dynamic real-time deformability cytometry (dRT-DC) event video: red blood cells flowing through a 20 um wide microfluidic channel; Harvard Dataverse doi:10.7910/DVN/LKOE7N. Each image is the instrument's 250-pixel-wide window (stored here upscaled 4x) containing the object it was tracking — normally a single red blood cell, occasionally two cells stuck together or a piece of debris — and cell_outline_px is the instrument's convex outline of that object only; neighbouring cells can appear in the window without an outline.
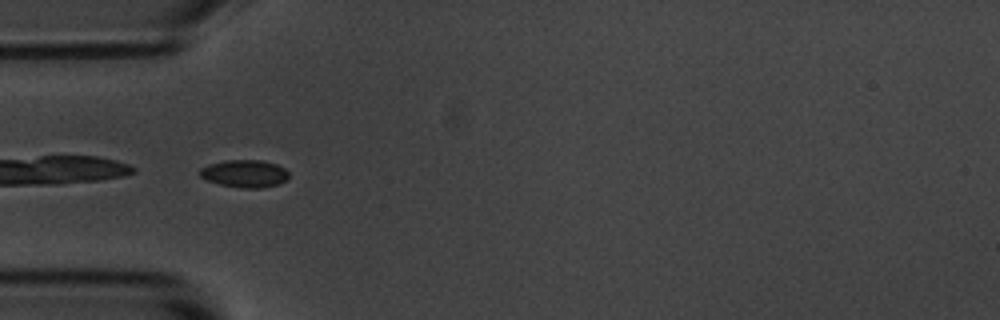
{"species": "common noctule bat (a hibernating species)", "species_latin": "Nyctalus noctula", "temperature_condition": "room temperature", "stored_images_in_passage": 39, "camera_frame_rate_fps": 3000, "um_per_image_px": 0.085, "animal": {"sex": "male", "body_mass_g": 20.1, "forearm_length_mm": 53.5}, "frame": {"image": 1, "passage_image": 1, "time_ms": 0.0, "image_size_px": [1000, 320], "cell_outline_px": [[288, 176], [280, 184], [264, 188], [240, 188], [220, 184], [208, 180], [200, 176], [200, 168], [208, 164], [224, 160], [260, 160], [276, 164], [284, 168], [288, 172]], "centroid_in_image_um": [20.79, 14.75], "position_along_channel_um": 64.2, "area_um2": 14.28}}
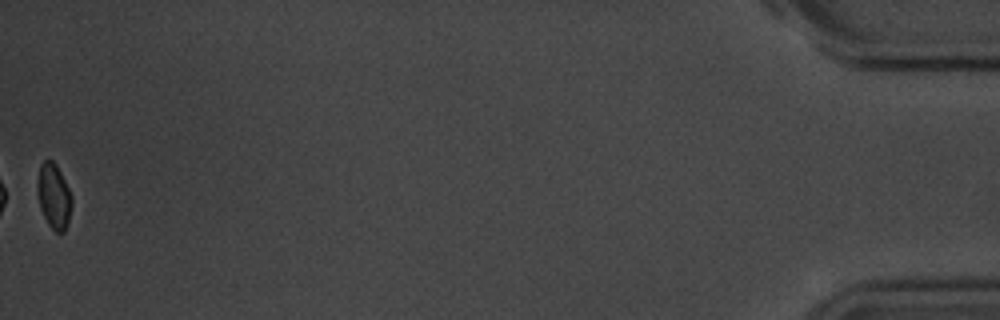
{"frame": {"image": 2, "passage_image": 39, "time_ms": 12.667, "image_size_px": [1000, 320], "cell_outline_px": [[72, 204], [68, 220], [64, 232], [56, 232], [48, 224], [40, 208], [36, 192], [36, 180], [40, 164], [44, 160], [52, 160], [56, 164], [72, 196]], "centroid_in_image_um": [4.54, 16.65], "position_along_channel_um": 430.7, "area_um2": 13.12}, "authors_computed_cell_mechanics": {"area_um2": 13.9876, "velocity_mm_per_s": 3.6652, "shape_relaxation_time_tau1_ms": 6.7035, "shape_relaxation_time_tau2_ms": 4.8836, "deformation_change_tau1": 0.1736, "deformation_change_tau2": 0.0733}}